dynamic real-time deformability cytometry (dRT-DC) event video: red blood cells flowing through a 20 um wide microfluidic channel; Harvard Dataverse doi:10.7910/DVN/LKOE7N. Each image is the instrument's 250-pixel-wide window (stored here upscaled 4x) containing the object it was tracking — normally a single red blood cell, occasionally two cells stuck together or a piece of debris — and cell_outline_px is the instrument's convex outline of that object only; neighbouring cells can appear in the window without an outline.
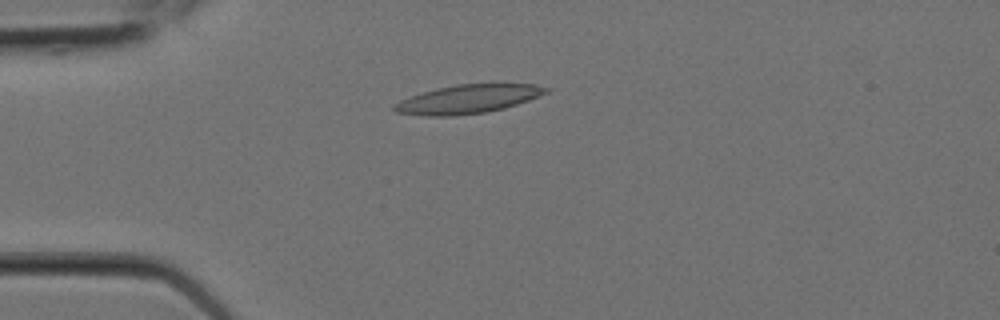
{"species": "Egyptian fruit bat (a non-hibernating species)", "species_latin": "Rousettus aegyptiacus", "temperature_condition": "room temperature", "stored_images_in_passage": 4, "camera_frame_rate_fps": 3000, "um_per_image_px": 0.085, "animal": {"sex": "female"}, "frame": {"image": 1, "passage_image": 2, "time_ms": 0.333, "image_size_px": [1000, 320], "cell_outline_px": [[552, 88], [548, 92], [528, 100], [504, 108], [488, 112], [452, 116], [420, 116], [396, 112], [392, 108], [392, 104], [400, 100], [436, 88], [456, 84], [492, 80], [536, 84]], "centroid_in_image_um": [39.86, 8.37], "position_along_channel_um": 45.1, "area_um2": 26.53}}
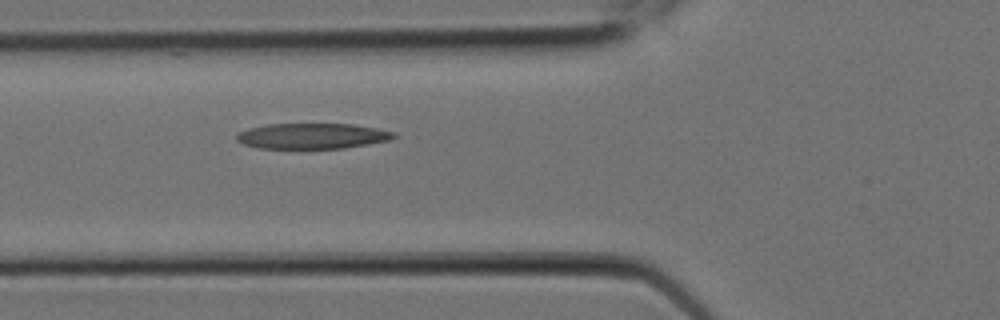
{"frame": {"image": 2, "passage_image": 4, "time_ms": 1.0, "image_size_px": [1000, 320], "cell_outline_px": [[396, 136], [392, 140], [344, 148], [256, 148], [244, 144], [236, 140], [236, 132], [248, 128], [268, 124], [352, 124], [376, 128], [396, 132]], "centroid_in_image_um": [26.53, 11.56], "position_along_channel_um": 99.3, "area_um2": 23.52}}